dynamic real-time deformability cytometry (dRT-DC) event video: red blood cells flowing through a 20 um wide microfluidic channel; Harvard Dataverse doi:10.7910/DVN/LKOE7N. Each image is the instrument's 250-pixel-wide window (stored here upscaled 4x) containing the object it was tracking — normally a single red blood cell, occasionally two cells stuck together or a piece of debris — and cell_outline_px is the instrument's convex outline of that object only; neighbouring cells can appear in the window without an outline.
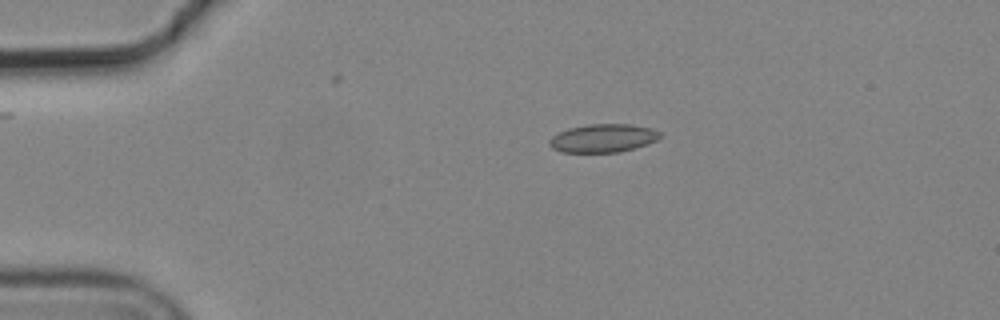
{"species": "common noctule bat (a hibernating species)", "species_latin": "Nyctalus noctula", "temperature_condition": "cold", "stored_images_in_passage": 2, "camera_frame_rate_fps": 3000, "um_per_image_px": 0.085, "animal": {"sex": "male", "body_mass_g": 19.2, "forearm_length_mm": 51.8}, "frame": {"image": 1, "passage_image": 1, "time_ms": 0.0, "image_size_px": [1000, 320], "cell_outline_px": [[660, 136], [656, 140], [648, 144], [620, 152], [560, 152], [552, 148], [548, 144], [548, 140], [552, 136], [568, 128], [588, 124], [632, 124], [652, 128], [660, 132]], "centroid_in_image_um": [51.24, 11.74], "position_along_channel_um": 33.8, "area_um2": 18.32}}